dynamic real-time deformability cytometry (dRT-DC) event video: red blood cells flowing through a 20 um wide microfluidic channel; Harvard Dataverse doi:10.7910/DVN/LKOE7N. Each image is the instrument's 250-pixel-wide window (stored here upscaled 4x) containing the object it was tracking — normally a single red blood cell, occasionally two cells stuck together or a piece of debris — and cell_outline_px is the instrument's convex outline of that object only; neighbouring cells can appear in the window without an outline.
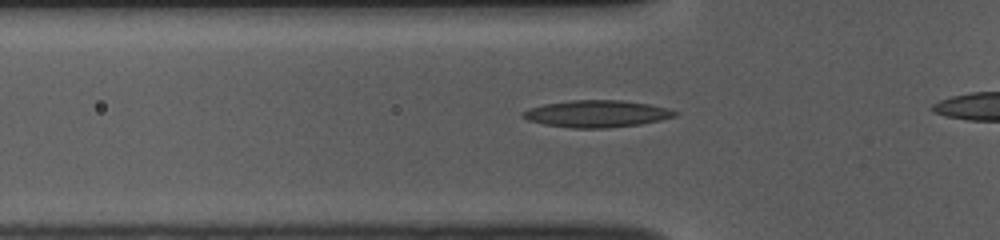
{"species": "common noctule bat (a hibernating species)", "species_latin": "Nyctalus noctula", "temperature_condition": "room temperature", "stored_images_in_passage": 33, "camera_frame_rate_fps": 3000, "um_per_image_px": 0.085, "animal": {"sex": "female", "body_mass_g": 10.0, "forearm_length_mm": 53.1}, "frame": {"image": 1, "passage_image": 7, "time_ms": 2.0, "image_size_px": [1000, 240], "cell_outline_px": [[680, 112], [676, 116], [660, 120], [640, 124], [608, 128], [572, 128], [544, 124], [528, 120], [520, 116], [520, 112], [544, 104], [572, 100], [624, 100], [648, 104], [668, 108]], "centroid_in_image_um": [50.74, 9.67], "position_along_channel_um": 75.1, "area_um2": 23.93}}
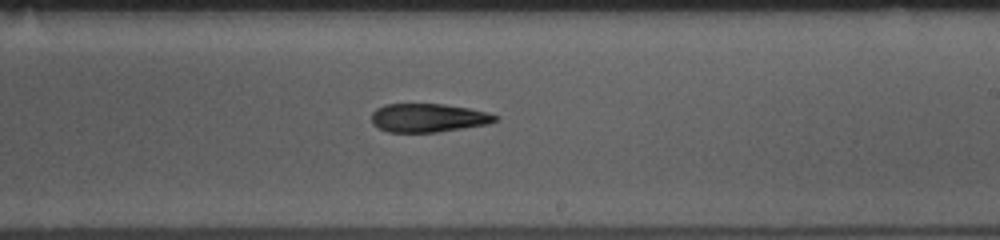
{"frame": {"image": 2, "passage_image": 21, "time_ms": 6.667, "image_size_px": [1000, 240], "cell_outline_px": [[500, 120], [488, 124], [436, 132], [388, 132], [372, 124], [372, 112], [376, 108], [384, 104], [444, 104], [468, 108], [488, 112], [500, 116]], "centroid_in_image_um": [36.43, 10.01], "position_along_channel_um": 252.6, "area_um2": 20.69}}
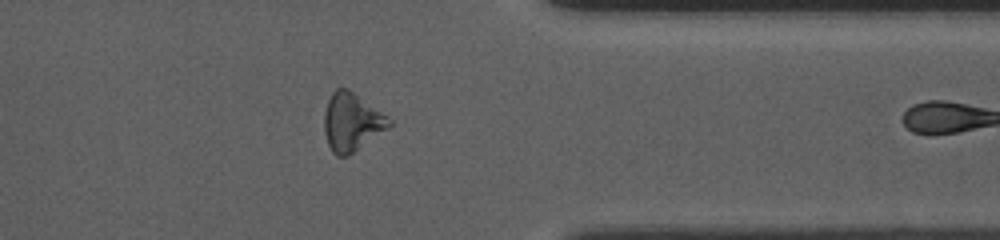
{"frame": {"image": 3, "passage_image": 32, "time_ms": 10.333, "image_size_px": [1000, 240], "cell_outline_px": [[392, 124], [388, 128], [348, 156], [336, 156], [332, 152], [328, 144], [324, 132], [324, 112], [328, 100], [332, 92], [336, 88], [348, 88], [388, 116], [392, 120]], "centroid_in_image_um": [29.88, 10.37], "position_along_channel_um": 381.5, "area_um2": 21.96}}